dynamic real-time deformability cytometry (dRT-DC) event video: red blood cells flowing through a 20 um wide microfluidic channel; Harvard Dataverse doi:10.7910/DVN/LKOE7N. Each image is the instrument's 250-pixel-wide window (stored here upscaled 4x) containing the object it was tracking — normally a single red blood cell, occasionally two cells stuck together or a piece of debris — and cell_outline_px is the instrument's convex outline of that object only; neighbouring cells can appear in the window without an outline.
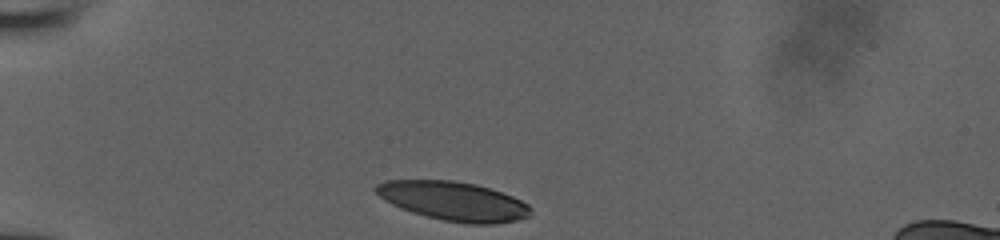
{"species": "human", "species_latin": "Homo sapiens", "temperature_condition": "room temperature", "stored_images_in_passage": 30, "camera_frame_rate_fps": 3000, "um_per_image_px": 0.085, "donor": {"sex": "male"}, "frame": {"image": 1, "passage_image": 1, "time_ms": 0.0, "image_size_px": [1000, 240], "cell_outline_px": [[532, 216], [520, 220], [496, 224], [468, 224], [444, 220], [412, 212], [400, 208], [384, 200], [372, 188], [376, 184], [384, 180], [452, 180], [476, 184], [512, 196], [528, 204], [532, 208]], "centroid_in_image_um": [38.56, 17.1], "position_along_channel_um": 46.4, "area_um2": 35.37}}
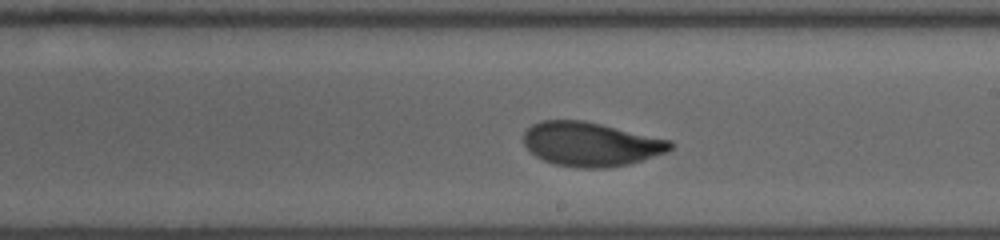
{"frame": {"image": 2, "passage_image": 18, "time_ms": 5.667, "image_size_px": [1000, 240], "cell_outline_px": [[672, 148], [668, 152], [628, 164], [608, 168], [576, 168], [552, 164], [536, 156], [524, 144], [524, 132], [532, 124], [540, 120], [584, 120], [672, 140]], "centroid_in_image_um": [50.22, 12.25], "position_along_channel_um": 238.8, "area_um2": 37.86}}
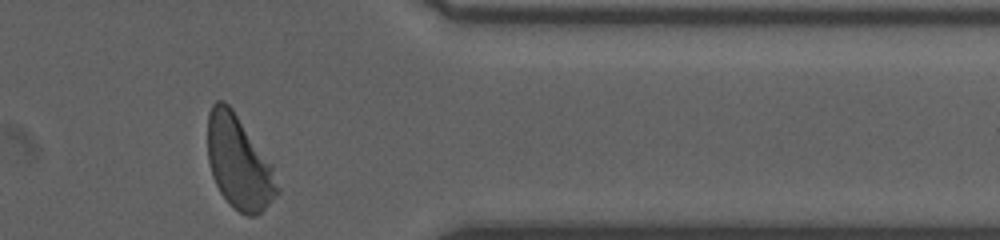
{"frame": {"image": 3, "passage_image": 30, "time_ms": 9.667, "image_size_px": [1000, 240], "cell_outline_px": [[280, 192], [256, 216], [248, 216], [240, 212], [228, 204], [220, 192], [212, 176], [208, 160], [208, 112], [212, 104], [216, 100], [224, 100], [232, 108], [272, 164], [280, 188]], "centroid_in_image_um": [20.3, 13.81], "position_along_channel_um": 391.1, "area_um2": 37.86}}